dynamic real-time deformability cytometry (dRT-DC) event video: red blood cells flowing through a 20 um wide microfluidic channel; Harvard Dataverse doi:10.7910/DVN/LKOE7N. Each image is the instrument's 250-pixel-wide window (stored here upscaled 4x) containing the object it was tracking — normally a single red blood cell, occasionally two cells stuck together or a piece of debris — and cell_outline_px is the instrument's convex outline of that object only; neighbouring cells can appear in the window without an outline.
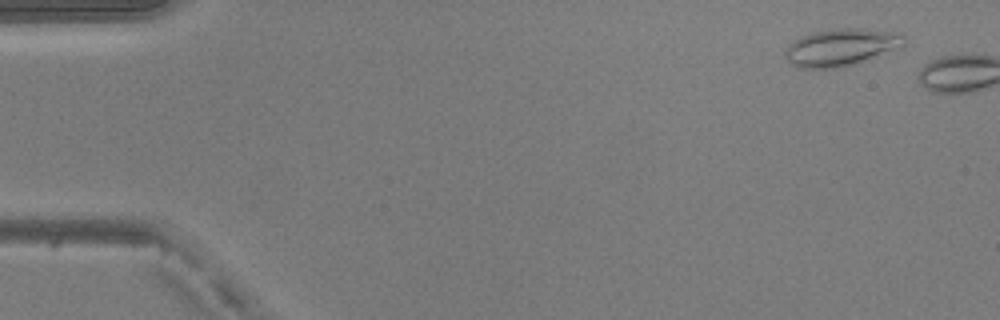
{"species": "common noctule bat (a hibernating species)", "species_latin": "Nyctalus noctula", "temperature_condition": "warm", "stored_images_in_passage": 3, "camera_frame_rate_fps": 3000, "um_per_image_px": 0.085, "animal": {"sex": "male", "body_mass_g": 20.5, "forearm_length_mm": 52.5}, "frame": {"image": 1, "passage_image": 1, "time_ms": 0.0, "image_size_px": [1000, 320], "cell_outline_px": [[904, 48], [856, 64], [832, 68], [800, 68], [792, 64], [788, 60], [784, 52], [788, 44], [800, 36], [812, 32], [836, 28], [860, 28], [900, 32], [904, 36]], "centroid_in_image_um": [71.55, 4.01], "position_along_channel_um": 13.4, "area_um2": 26.3}}